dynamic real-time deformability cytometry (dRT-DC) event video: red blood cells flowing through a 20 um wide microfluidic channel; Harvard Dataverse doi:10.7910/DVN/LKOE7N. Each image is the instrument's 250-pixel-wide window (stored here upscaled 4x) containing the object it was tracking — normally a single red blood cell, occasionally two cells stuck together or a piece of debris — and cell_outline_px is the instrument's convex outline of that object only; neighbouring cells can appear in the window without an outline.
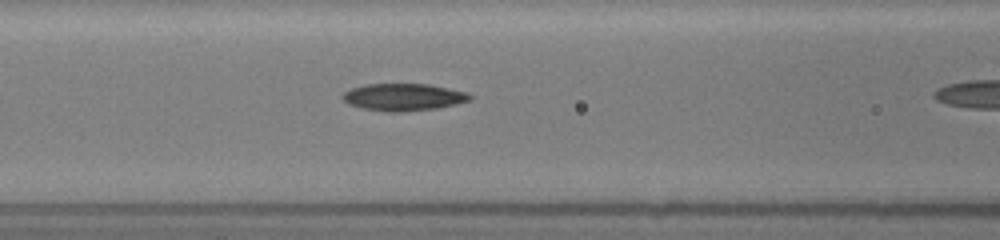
{"species": "common noctule bat (a hibernating species)", "species_latin": "Nyctalus noctula", "temperature_condition": "room temperature", "stored_images_in_passage": 17, "camera_frame_rate_fps": 3000, "um_per_image_px": 0.085, "animal": {"sex": "female", "body_mass_g": 19.5, "forearm_length_mm": 54.1}, "frame": {"image": 1, "passage_image": 6, "time_ms": 3.333, "image_size_px": [1000, 240], "cell_outline_px": [[472, 100], [456, 104], [436, 108], [404, 112], [388, 112], [360, 108], [348, 104], [340, 96], [344, 92], [352, 88], [364, 84], [428, 84], [468, 92], [472, 96]], "centroid_in_image_um": [34.28, 8.26], "position_along_channel_um": 132.3, "area_um2": 20.35}}
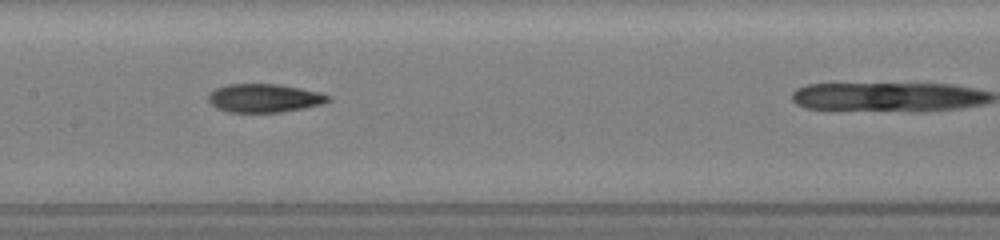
{"frame": {"image": 2, "passage_image": 10, "time_ms": 4.667, "image_size_px": [1000, 240], "cell_outline_px": [[332, 100], [324, 104], [304, 108], [280, 112], [228, 112], [216, 108], [208, 100], [208, 92], [216, 88], [228, 84], [280, 84], [320, 92], [332, 96]], "centroid_in_image_um": [22.49, 8.33], "position_along_channel_um": 184.9, "area_um2": 20.11}}